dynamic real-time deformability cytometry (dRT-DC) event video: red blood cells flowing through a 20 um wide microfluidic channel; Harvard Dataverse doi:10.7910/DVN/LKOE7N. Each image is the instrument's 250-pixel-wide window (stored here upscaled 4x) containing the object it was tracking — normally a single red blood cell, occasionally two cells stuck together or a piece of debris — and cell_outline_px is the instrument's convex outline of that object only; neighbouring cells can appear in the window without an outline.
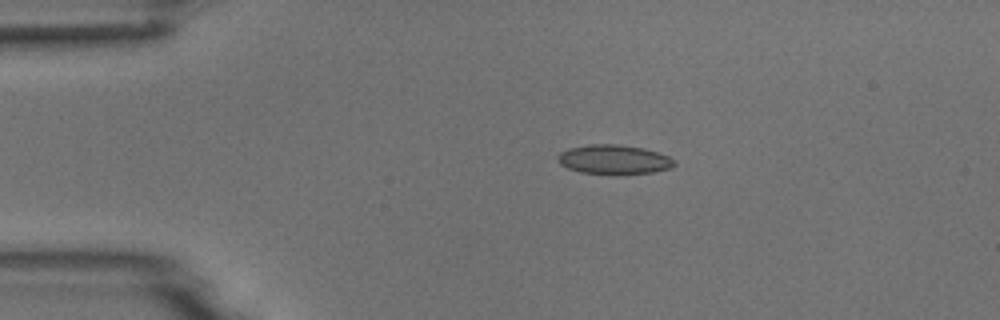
{"species": "common noctule bat (a hibernating species)", "species_latin": "Nyctalus noctula", "temperature_condition": "room temperature", "stored_images_in_passage": 4, "camera_frame_rate_fps": 3000, "um_per_image_px": 0.085, "animal": {"sex": "male", "body_mass_g": 18.8}, "frame": {"image": 1, "passage_image": 3, "time_ms": 2.333, "image_size_px": [1000, 320], "cell_outline_px": [[676, 164], [672, 168], [652, 172], [580, 172], [568, 168], [560, 164], [556, 160], [556, 156], [560, 152], [568, 148], [588, 144], [616, 144], [644, 148], [668, 156]], "centroid_in_image_um": [52.13, 13.52], "position_along_channel_um": 32.9, "area_um2": 19.36}}